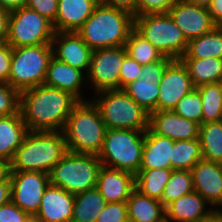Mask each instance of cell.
Wrapping results in <instances>:
<instances>
[{"mask_svg":"<svg viewBox=\"0 0 222 222\" xmlns=\"http://www.w3.org/2000/svg\"><path fill=\"white\" fill-rule=\"evenodd\" d=\"M194 191L191 170H173L161 198L164 207Z\"/></svg>","mask_w":222,"mask_h":222,"instance_id":"35","label":"cell"},{"mask_svg":"<svg viewBox=\"0 0 222 222\" xmlns=\"http://www.w3.org/2000/svg\"><path fill=\"white\" fill-rule=\"evenodd\" d=\"M199 140L202 159L222 164V121L202 123Z\"/></svg>","mask_w":222,"mask_h":222,"instance_id":"31","label":"cell"},{"mask_svg":"<svg viewBox=\"0 0 222 222\" xmlns=\"http://www.w3.org/2000/svg\"><path fill=\"white\" fill-rule=\"evenodd\" d=\"M52 56V44L12 48L8 83L19 93L42 85Z\"/></svg>","mask_w":222,"mask_h":222,"instance_id":"8","label":"cell"},{"mask_svg":"<svg viewBox=\"0 0 222 222\" xmlns=\"http://www.w3.org/2000/svg\"><path fill=\"white\" fill-rule=\"evenodd\" d=\"M7 44V36H0V49Z\"/></svg>","mask_w":222,"mask_h":222,"instance_id":"52","label":"cell"},{"mask_svg":"<svg viewBox=\"0 0 222 222\" xmlns=\"http://www.w3.org/2000/svg\"><path fill=\"white\" fill-rule=\"evenodd\" d=\"M79 100L71 93L47 85L20 93V113L28 131L62 132Z\"/></svg>","mask_w":222,"mask_h":222,"instance_id":"1","label":"cell"},{"mask_svg":"<svg viewBox=\"0 0 222 222\" xmlns=\"http://www.w3.org/2000/svg\"><path fill=\"white\" fill-rule=\"evenodd\" d=\"M186 2L199 5V6H204V7H209L212 3V0H184Z\"/></svg>","mask_w":222,"mask_h":222,"instance_id":"51","label":"cell"},{"mask_svg":"<svg viewBox=\"0 0 222 222\" xmlns=\"http://www.w3.org/2000/svg\"><path fill=\"white\" fill-rule=\"evenodd\" d=\"M193 89L187 67L180 59L173 60L159 82L157 111L173 110L179 100Z\"/></svg>","mask_w":222,"mask_h":222,"instance_id":"14","label":"cell"},{"mask_svg":"<svg viewBox=\"0 0 222 222\" xmlns=\"http://www.w3.org/2000/svg\"><path fill=\"white\" fill-rule=\"evenodd\" d=\"M20 107V93L7 82H0V117L16 114Z\"/></svg>","mask_w":222,"mask_h":222,"instance_id":"37","label":"cell"},{"mask_svg":"<svg viewBox=\"0 0 222 222\" xmlns=\"http://www.w3.org/2000/svg\"><path fill=\"white\" fill-rule=\"evenodd\" d=\"M27 3L28 0H0V7L11 12L26 7Z\"/></svg>","mask_w":222,"mask_h":222,"instance_id":"48","label":"cell"},{"mask_svg":"<svg viewBox=\"0 0 222 222\" xmlns=\"http://www.w3.org/2000/svg\"><path fill=\"white\" fill-rule=\"evenodd\" d=\"M98 2L106 6L125 10L135 17L136 0H98Z\"/></svg>","mask_w":222,"mask_h":222,"instance_id":"44","label":"cell"},{"mask_svg":"<svg viewBox=\"0 0 222 222\" xmlns=\"http://www.w3.org/2000/svg\"><path fill=\"white\" fill-rule=\"evenodd\" d=\"M174 113L202 124V99L200 92L194 88L189 94L182 97L172 110Z\"/></svg>","mask_w":222,"mask_h":222,"instance_id":"36","label":"cell"},{"mask_svg":"<svg viewBox=\"0 0 222 222\" xmlns=\"http://www.w3.org/2000/svg\"><path fill=\"white\" fill-rule=\"evenodd\" d=\"M202 222H222V210H214Z\"/></svg>","mask_w":222,"mask_h":222,"instance_id":"50","label":"cell"},{"mask_svg":"<svg viewBox=\"0 0 222 222\" xmlns=\"http://www.w3.org/2000/svg\"><path fill=\"white\" fill-rule=\"evenodd\" d=\"M175 140L157 135L149 128L145 131L140 169H171L172 148Z\"/></svg>","mask_w":222,"mask_h":222,"instance_id":"24","label":"cell"},{"mask_svg":"<svg viewBox=\"0 0 222 222\" xmlns=\"http://www.w3.org/2000/svg\"><path fill=\"white\" fill-rule=\"evenodd\" d=\"M11 12L0 7V36H8Z\"/></svg>","mask_w":222,"mask_h":222,"instance_id":"46","label":"cell"},{"mask_svg":"<svg viewBox=\"0 0 222 222\" xmlns=\"http://www.w3.org/2000/svg\"><path fill=\"white\" fill-rule=\"evenodd\" d=\"M145 131L107 129L98 158L103 166L136 175L141 166Z\"/></svg>","mask_w":222,"mask_h":222,"instance_id":"6","label":"cell"},{"mask_svg":"<svg viewBox=\"0 0 222 222\" xmlns=\"http://www.w3.org/2000/svg\"><path fill=\"white\" fill-rule=\"evenodd\" d=\"M173 22L182 30L187 41L207 34L214 27L209 9L184 0L178 2L168 11Z\"/></svg>","mask_w":222,"mask_h":222,"instance_id":"15","label":"cell"},{"mask_svg":"<svg viewBox=\"0 0 222 222\" xmlns=\"http://www.w3.org/2000/svg\"><path fill=\"white\" fill-rule=\"evenodd\" d=\"M73 206L74 194L49 184L34 219L38 222H71Z\"/></svg>","mask_w":222,"mask_h":222,"instance_id":"20","label":"cell"},{"mask_svg":"<svg viewBox=\"0 0 222 222\" xmlns=\"http://www.w3.org/2000/svg\"><path fill=\"white\" fill-rule=\"evenodd\" d=\"M106 130L94 102L91 99L79 101L62 130L67 151L98 155L103 147Z\"/></svg>","mask_w":222,"mask_h":222,"instance_id":"3","label":"cell"},{"mask_svg":"<svg viewBox=\"0 0 222 222\" xmlns=\"http://www.w3.org/2000/svg\"><path fill=\"white\" fill-rule=\"evenodd\" d=\"M127 55L125 46L93 50L90 69L87 74L88 95L119 89L120 70Z\"/></svg>","mask_w":222,"mask_h":222,"instance_id":"11","label":"cell"},{"mask_svg":"<svg viewBox=\"0 0 222 222\" xmlns=\"http://www.w3.org/2000/svg\"><path fill=\"white\" fill-rule=\"evenodd\" d=\"M202 159L199 138L191 140H175L172 148L171 169L191 170Z\"/></svg>","mask_w":222,"mask_h":222,"instance_id":"32","label":"cell"},{"mask_svg":"<svg viewBox=\"0 0 222 222\" xmlns=\"http://www.w3.org/2000/svg\"><path fill=\"white\" fill-rule=\"evenodd\" d=\"M219 84V88H220V91H221V99H222V80L220 82H218Z\"/></svg>","mask_w":222,"mask_h":222,"instance_id":"53","label":"cell"},{"mask_svg":"<svg viewBox=\"0 0 222 222\" xmlns=\"http://www.w3.org/2000/svg\"><path fill=\"white\" fill-rule=\"evenodd\" d=\"M187 67L194 88L222 80V59L180 58Z\"/></svg>","mask_w":222,"mask_h":222,"instance_id":"27","label":"cell"},{"mask_svg":"<svg viewBox=\"0 0 222 222\" xmlns=\"http://www.w3.org/2000/svg\"><path fill=\"white\" fill-rule=\"evenodd\" d=\"M12 47L7 43L0 49V82H7L11 72Z\"/></svg>","mask_w":222,"mask_h":222,"instance_id":"43","label":"cell"},{"mask_svg":"<svg viewBox=\"0 0 222 222\" xmlns=\"http://www.w3.org/2000/svg\"><path fill=\"white\" fill-rule=\"evenodd\" d=\"M149 129L172 140L198 139L200 124L183 118L172 110L154 111L149 114Z\"/></svg>","mask_w":222,"mask_h":222,"instance_id":"19","label":"cell"},{"mask_svg":"<svg viewBox=\"0 0 222 222\" xmlns=\"http://www.w3.org/2000/svg\"><path fill=\"white\" fill-rule=\"evenodd\" d=\"M214 209L197 192L192 191L165 207L166 222H202Z\"/></svg>","mask_w":222,"mask_h":222,"instance_id":"22","label":"cell"},{"mask_svg":"<svg viewBox=\"0 0 222 222\" xmlns=\"http://www.w3.org/2000/svg\"><path fill=\"white\" fill-rule=\"evenodd\" d=\"M53 23L28 7L11 11L7 43L12 47L51 44Z\"/></svg>","mask_w":222,"mask_h":222,"instance_id":"10","label":"cell"},{"mask_svg":"<svg viewBox=\"0 0 222 222\" xmlns=\"http://www.w3.org/2000/svg\"><path fill=\"white\" fill-rule=\"evenodd\" d=\"M67 152L62 132L29 131L10 161L11 171L49 174Z\"/></svg>","mask_w":222,"mask_h":222,"instance_id":"4","label":"cell"},{"mask_svg":"<svg viewBox=\"0 0 222 222\" xmlns=\"http://www.w3.org/2000/svg\"><path fill=\"white\" fill-rule=\"evenodd\" d=\"M126 204L129 222H166L165 207L161 201L136 189L131 192Z\"/></svg>","mask_w":222,"mask_h":222,"instance_id":"26","label":"cell"},{"mask_svg":"<svg viewBox=\"0 0 222 222\" xmlns=\"http://www.w3.org/2000/svg\"><path fill=\"white\" fill-rule=\"evenodd\" d=\"M191 173L194 191L214 210H222V164L201 159Z\"/></svg>","mask_w":222,"mask_h":222,"instance_id":"17","label":"cell"},{"mask_svg":"<svg viewBox=\"0 0 222 222\" xmlns=\"http://www.w3.org/2000/svg\"><path fill=\"white\" fill-rule=\"evenodd\" d=\"M51 44L55 58L88 74L92 50L77 32H55Z\"/></svg>","mask_w":222,"mask_h":222,"instance_id":"18","label":"cell"},{"mask_svg":"<svg viewBox=\"0 0 222 222\" xmlns=\"http://www.w3.org/2000/svg\"><path fill=\"white\" fill-rule=\"evenodd\" d=\"M98 0H58L55 32H77L93 13Z\"/></svg>","mask_w":222,"mask_h":222,"instance_id":"23","label":"cell"},{"mask_svg":"<svg viewBox=\"0 0 222 222\" xmlns=\"http://www.w3.org/2000/svg\"><path fill=\"white\" fill-rule=\"evenodd\" d=\"M28 132L20 110L16 114L0 117V158L10 162Z\"/></svg>","mask_w":222,"mask_h":222,"instance_id":"25","label":"cell"},{"mask_svg":"<svg viewBox=\"0 0 222 222\" xmlns=\"http://www.w3.org/2000/svg\"><path fill=\"white\" fill-rule=\"evenodd\" d=\"M125 47L127 54L142 66L158 61L164 57L161 52L135 28L131 30Z\"/></svg>","mask_w":222,"mask_h":222,"instance_id":"33","label":"cell"},{"mask_svg":"<svg viewBox=\"0 0 222 222\" xmlns=\"http://www.w3.org/2000/svg\"><path fill=\"white\" fill-rule=\"evenodd\" d=\"M98 107L106 129L146 131L149 113L139 106L123 89L103 90L91 95Z\"/></svg>","mask_w":222,"mask_h":222,"instance_id":"5","label":"cell"},{"mask_svg":"<svg viewBox=\"0 0 222 222\" xmlns=\"http://www.w3.org/2000/svg\"><path fill=\"white\" fill-rule=\"evenodd\" d=\"M31 217L12 201L0 206V222H28Z\"/></svg>","mask_w":222,"mask_h":222,"instance_id":"42","label":"cell"},{"mask_svg":"<svg viewBox=\"0 0 222 222\" xmlns=\"http://www.w3.org/2000/svg\"><path fill=\"white\" fill-rule=\"evenodd\" d=\"M11 201V181L10 178L0 183V206L7 204Z\"/></svg>","mask_w":222,"mask_h":222,"instance_id":"47","label":"cell"},{"mask_svg":"<svg viewBox=\"0 0 222 222\" xmlns=\"http://www.w3.org/2000/svg\"><path fill=\"white\" fill-rule=\"evenodd\" d=\"M142 65L132 59L128 54L124 57L120 70L119 89L140 78Z\"/></svg>","mask_w":222,"mask_h":222,"instance_id":"40","label":"cell"},{"mask_svg":"<svg viewBox=\"0 0 222 222\" xmlns=\"http://www.w3.org/2000/svg\"><path fill=\"white\" fill-rule=\"evenodd\" d=\"M28 222H38V221L35 220L34 218H31Z\"/></svg>","mask_w":222,"mask_h":222,"instance_id":"54","label":"cell"},{"mask_svg":"<svg viewBox=\"0 0 222 222\" xmlns=\"http://www.w3.org/2000/svg\"><path fill=\"white\" fill-rule=\"evenodd\" d=\"M106 203L96 187L75 194L71 222H96Z\"/></svg>","mask_w":222,"mask_h":222,"instance_id":"28","label":"cell"},{"mask_svg":"<svg viewBox=\"0 0 222 222\" xmlns=\"http://www.w3.org/2000/svg\"><path fill=\"white\" fill-rule=\"evenodd\" d=\"M10 162L0 158V183L6 182L10 178Z\"/></svg>","mask_w":222,"mask_h":222,"instance_id":"49","label":"cell"},{"mask_svg":"<svg viewBox=\"0 0 222 222\" xmlns=\"http://www.w3.org/2000/svg\"><path fill=\"white\" fill-rule=\"evenodd\" d=\"M96 188L107 203L126 202L135 189V175L106 166H101Z\"/></svg>","mask_w":222,"mask_h":222,"instance_id":"21","label":"cell"},{"mask_svg":"<svg viewBox=\"0 0 222 222\" xmlns=\"http://www.w3.org/2000/svg\"><path fill=\"white\" fill-rule=\"evenodd\" d=\"M173 169H140L135 175V189L147 197L161 200Z\"/></svg>","mask_w":222,"mask_h":222,"instance_id":"30","label":"cell"},{"mask_svg":"<svg viewBox=\"0 0 222 222\" xmlns=\"http://www.w3.org/2000/svg\"><path fill=\"white\" fill-rule=\"evenodd\" d=\"M202 99V123L222 121V99L218 83L196 88Z\"/></svg>","mask_w":222,"mask_h":222,"instance_id":"34","label":"cell"},{"mask_svg":"<svg viewBox=\"0 0 222 222\" xmlns=\"http://www.w3.org/2000/svg\"><path fill=\"white\" fill-rule=\"evenodd\" d=\"M96 222H128L126 202L106 203Z\"/></svg>","mask_w":222,"mask_h":222,"instance_id":"39","label":"cell"},{"mask_svg":"<svg viewBox=\"0 0 222 222\" xmlns=\"http://www.w3.org/2000/svg\"><path fill=\"white\" fill-rule=\"evenodd\" d=\"M222 59V27L215 26L207 34L188 41L185 54L181 58Z\"/></svg>","mask_w":222,"mask_h":222,"instance_id":"29","label":"cell"},{"mask_svg":"<svg viewBox=\"0 0 222 222\" xmlns=\"http://www.w3.org/2000/svg\"><path fill=\"white\" fill-rule=\"evenodd\" d=\"M133 28L134 15L98 3L77 33L93 51L125 46Z\"/></svg>","mask_w":222,"mask_h":222,"instance_id":"2","label":"cell"},{"mask_svg":"<svg viewBox=\"0 0 222 222\" xmlns=\"http://www.w3.org/2000/svg\"><path fill=\"white\" fill-rule=\"evenodd\" d=\"M11 201L34 218L42 196L50 184L49 174L33 171H11Z\"/></svg>","mask_w":222,"mask_h":222,"instance_id":"12","label":"cell"},{"mask_svg":"<svg viewBox=\"0 0 222 222\" xmlns=\"http://www.w3.org/2000/svg\"><path fill=\"white\" fill-rule=\"evenodd\" d=\"M102 166L98 155L67 151L49 173L50 184L77 194L96 187Z\"/></svg>","mask_w":222,"mask_h":222,"instance_id":"7","label":"cell"},{"mask_svg":"<svg viewBox=\"0 0 222 222\" xmlns=\"http://www.w3.org/2000/svg\"><path fill=\"white\" fill-rule=\"evenodd\" d=\"M173 59H162L142 66L140 78L126 85L123 90L149 114L157 111L159 82Z\"/></svg>","mask_w":222,"mask_h":222,"instance_id":"13","label":"cell"},{"mask_svg":"<svg viewBox=\"0 0 222 222\" xmlns=\"http://www.w3.org/2000/svg\"><path fill=\"white\" fill-rule=\"evenodd\" d=\"M178 0H136L135 16L144 14H165Z\"/></svg>","mask_w":222,"mask_h":222,"instance_id":"38","label":"cell"},{"mask_svg":"<svg viewBox=\"0 0 222 222\" xmlns=\"http://www.w3.org/2000/svg\"><path fill=\"white\" fill-rule=\"evenodd\" d=\"M57 5L58 0H28L26 7L37 11L41 16L54 23L58 12Z\"/></svg>","mask_w":222,"mask_h":222,"instance_id":"41","label":"cell"},{"mask_svg":"<svg viewBox=\"0 0 222 222\" xmlns=\"http://www.w3.org/2000/svg\"><path fill=\"white\" fill-rule=\"evenodd\" d=\"M208 9L215 26L222 27V0H212Z\"/></svg>","mask_w":222,"mask_h":222,"instance_id":"45","label":"cell"},{"mask_svg":"<svg viewBox=\"0 0 222 222\" xmlns=\"http://www.w3.org/2000/svg\"><path fill=\"white\" fill-rule=\"evenodd\" d=\"M43 84L67 91L79 101L91 99L87 95L89 91L87 75L83 71L59 61L54 56L49 60Z\"/></svg>","mask_w":222,"mask_h":222,"instance_id":"16","label":"cell"},{"mask_svg":"<svg viewBox=\"0 0 222 222\" xmlns=\"http://www.w3.org/2000/svg\"><path fill=\"white\" fill-rule=\"evenodd\" d=\"M134 28L163 56L178 60L185 54L188 41L168 13L135 16Z\"/></svg>","mask_w":222,"mask_h":222,"instance_id":"9","label":"cell"}]
</instances>
